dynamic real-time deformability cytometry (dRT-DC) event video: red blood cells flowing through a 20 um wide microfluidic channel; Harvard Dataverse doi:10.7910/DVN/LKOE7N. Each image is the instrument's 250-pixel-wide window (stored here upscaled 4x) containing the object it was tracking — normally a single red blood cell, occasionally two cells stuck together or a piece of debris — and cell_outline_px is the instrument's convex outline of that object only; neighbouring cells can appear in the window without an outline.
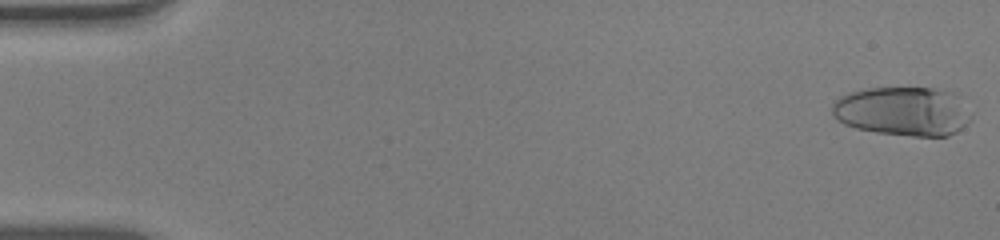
{"species": "human", "species_latin": "Homo sapiens", "temperature_condition": "warm", "stored_images_in_passage": 53, "camera_frame_rate_fps": 3000, "um_per_image_px": 0.085, "donor": {"sex": "male"}, "frame": {"image": 1, "passage_image": 1, "time_ms": 0.0, "image_size_px": [1000, 240], "cell_outline_px": [[972, 116], [956, 132], [948, 136], [912, 136], [876, 132], [856, 128], [844, 124], [832, 116], [832, 104], [840, 96], [852, 92], [872, 88], [932, 88], [960, 92], [972, 112]], "centroid_in_image_um": [76.82, 9.44], "position_along_channel_um": 8.2, "area_um2": 40.29}}
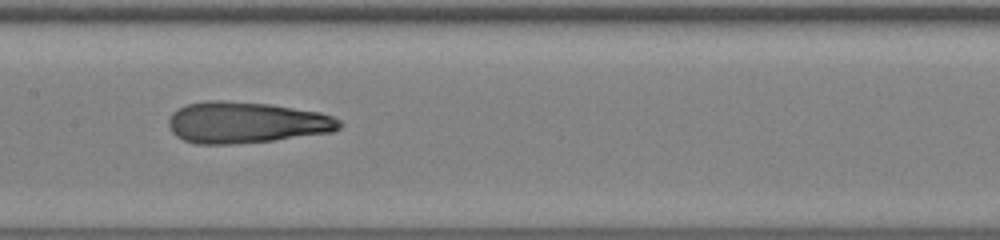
{"frame": {"image": 2, "passage_image": 27, "time_ms": 8.667, "image_size_px": [1000, 240], "cell_outline_px": [[344, 124], [340, 128], [332, 132], [272, 140], [232, 144], [196, 144], [184, 140], [176, 136], [172, 132], [168, 124], [168, 120], [172, 112], [188, 104], [208, 100], [220, 100], [268, 104], [320, 112], [332, 116], [340, 120]], "centroid_in_image_um": [20.92, 10.41], "position_along_channel_um": 186.5, "area_um2": 41.04}}
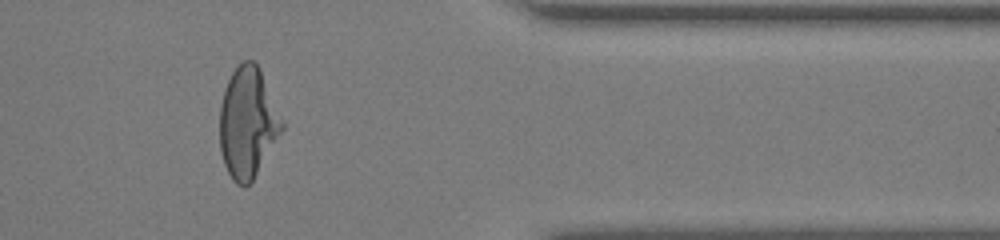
{"frame": {"image": 3, "passage_image": 44, "time_ms": 14.333, "image_size_px": [1000, 240], "cell_outline_px": [[284, 128], [252, 180], [244, 188], [236, 184], [232, 180], [224, 164], [220, 152], [220, 108], [224, 88], [232, 72], [244, 60], [256, 60], [260, 68], [284, 120]], "centroid_in_image_um": [21.06, 10.41], "position_along_channel_um": 390.3, "area_um2": 40.23}, "authors_computed_cell_mechanics": {"area_um2": 40.2288, "velocity_mm_per_s": 3.9463, "shape_relaxation_time_tau1_ms": null, "shape_relaxation_time_tau2_ms": 1.823, "deformation_change_tau1": null, "deformation_change_tau2": 0.0926}}